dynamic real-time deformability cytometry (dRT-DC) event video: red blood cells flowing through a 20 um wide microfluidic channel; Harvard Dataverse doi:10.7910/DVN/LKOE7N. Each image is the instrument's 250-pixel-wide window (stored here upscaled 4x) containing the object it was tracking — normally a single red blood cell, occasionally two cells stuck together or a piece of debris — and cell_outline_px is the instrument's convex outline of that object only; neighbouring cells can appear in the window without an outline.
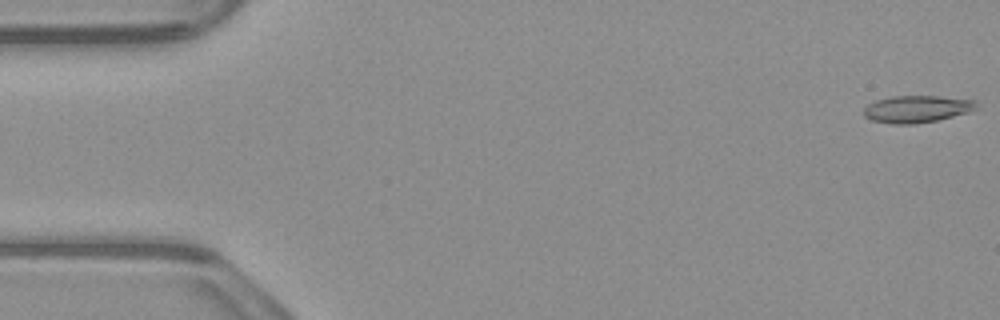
{"species": "common noctule bat (a hibernating species)", "species_latin": "Nyctalus noctula", "temperature_condition": "warm", "stored_images_in_passage": 26, "camera_frame_rate_fps": 3000, "um_per_image_px": 0.085, "animal": {"sex": "male", "body_mass_g": 23.1, "forearm_length_mm": 52.7}, "frame": {"image": 1, "passage_image": 1, "time_ms": 0.0, "image_size_px": [1000, 320], "cell_outline_px": [[980, 104], [976, 108], [968, 112], [936, 120], [916, 124], [892, 124], [872, 120], [864, 116], [864, 108], [868, 104], [876, 100], [892, 96], [940, 96], [976, 100]], "centroid_in_image_um": [77.94, 9.26], "position_along_channel_um": 7.1, "area_um2": 17.8}}
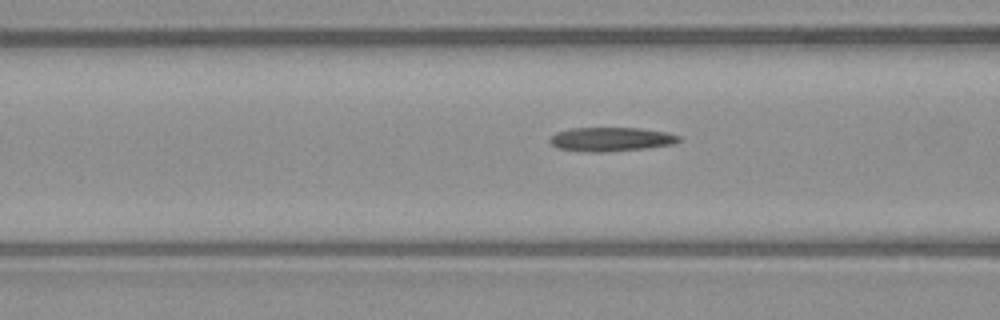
{"frame": {"image": 2, "passage_image": 20, "time_ms": 6.333, "image_size_px": [1000, 320], "cell_outline_px": [[680, 140], [672, 144], [648, 148], [608, 152], [592, 152], [556, 148], [548, 140], [556, 132], [568, 128], [640, 128], [668, 132], [680, 136]], "centroid_in_image_um": [51.93, 11.83], "position_along_channel_um": 114.7, "area_um2": 18.15}}
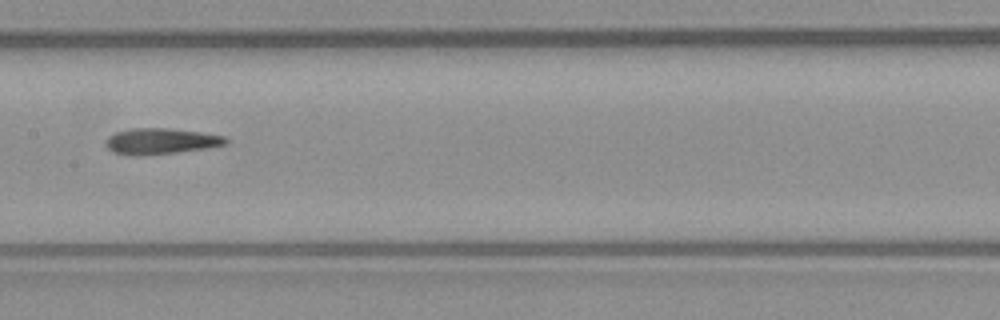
{"frame": {"image": 3, "passage_image": 26, "time_ms": 8.333, "image_size_px": [1000, 320], "cell_outline_px": [[228, 144], [208, 148], [176, 152], [112, 152], [104, 144], [104, 140], [108, 136], [116, 132], [128, 128], [168, 128], [200, 132], [224, 136], [228, 140]], "centroid_in_image_um": [13.72, 11.94], "position_along_channel_um": 193.7, "area_um2": 17.34}}